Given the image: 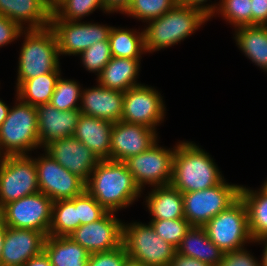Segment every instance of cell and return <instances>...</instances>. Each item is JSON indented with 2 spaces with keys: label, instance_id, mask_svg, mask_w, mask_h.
Here are the masks:
<instances>
[{
  "label": "cell",
  "instance_id": "cell-1",
  "mask_svg": "<svg viewBox=\"0 0 267 266\" xmlns=\"http://www.w3.org/2000/svg\"><path fill=\"white\" fill-rule=\"evenodd\" d=\"M85 190L108 212L129 206L141 194L126 164L109 159L99 161Z\"/></svg>",
  "mask_w": 267,
  "mask_h": 266
},
{
  "label": "cell",
  "instance_id": "cell-2",
  "mask_svg": "<svg viewBox=\"0 0 267 266\" xmlns=\"http://www.w3.org/2000/svg\"><path fill=\"white\" fill-rule=\"evenodd\" d=\"M210 155L192 142H179L173 159L171 185L182 193L208 189L222 177Z\"/></svg>",
  "mask_w": 267,
  "mask_h": 266
},
{
  "label": "cell",
  "instance_id": "cell-3",
  "mask_svg": "<svg viewBox=\"0 0 267 266\" xmlns=\"http://www.w3.org/2000/svg\"><path fill=\"white\" fill-rule=\"evenodd\" d=\"M209 17L202 11L176 4L161 17L149 21L144 31L145 52L157 51L177 44L190 36Z\"/></svg>",
  "mask_w": 267,
  "mask_h": 266
},
{
  "label": "cell",
  "instance_id": "cell-4",
  "mask_svg": "<svg viewBox=\"0 0 267 266\" xmlns=\"http://www.w3.org/2000/svg\"><path fill=\"white\" fill-rule=\"evenodd\" d=\"M27 31V32H25ZM23 42L18 63L16 87L23 81L59 69V53L56 35L48 26L40 29L24 30Z\"/></svg>",
  "mask_w": 267,
  "mask_h": 266
},
{
  "label": "cell",
  "instance_id": "cell-5",
  "mask_svg": "<svg viewBox=\"0 0 267 266\" xmlns=\"http://www.w3.org/2000/svg\"><path fill=\"white\" fill-rule=\"evenodd\" d=\"M17 100L0 125L1 157L27 155V151L40 147L36 107Z\"/></svg>",
  "mask_w": 267,
  "mask_h": 266
},
{
  "label": "cell",
  "instance_id": "cell-6",
  "mask_svg": "<svg viewBox=\"0 0 267 266\" xmlns=\"http://www.w3.org/2000/svg\"><path fill=\"white\" fill-rule=\"evenodd\" d=\"M203 227L209 239L224 253L242 249L248 241L254 242L249 231L247 208L240 197Z\"/></svg>",
  "mask_w": 267,
  "mask_h": 266
},
{
  "label": "cell",
  "instance_id": "cell-7",
  "mask_svg": "<svg viewBox=\"0 0 267 266\" xmlns=\"http://www.w3.org/2000/svg\"><path fill=\"white\" fill-rule=\"evenodd\" d=\"M122 244L127 255L146 266H169L176 248L160 238L150 223L123 224Z\"/></svg>",
  "mask_w": 267,
  "mask_h": 266
},
{
  "label": "cell",
  "instance_id": "cell-8",
  "mask_svg": "<svg viewBox=\"0 0 267 266\" xmlns=\"http://www.w3.org/2000/svg\"><path fill=\"white\" fill-rule=\"evenodd\" d=\"M240 187L223 180L208 189L182 193L184 218L191 226L203 227L239 198Z\"/></svg>",
  "mask_w": 267,
  "mask_h": 266
},
{
  "label": "cell",
  "instance_id": "cell-9",
  "mask_svg": "<svg viewBox=\"0 0 267 266\" xmlns=\"http://www.w3.org/2000/svg\"><path fill=\"white\" fill-rule=\"evenodd\" d=\"M39 192L37 169L28 155L0 159V209L6 204Z\"/></svg>",
  "mask_w": 267,
  "mask_h": 266
},
{
  "label": "cell",
  "instance_id": "cell-10",
  "mask_svg": "<svg viewBox=\"0 0 267 266\" xmlns=\"http://www.w3.org/2000/svg\"><path fill=\"white\" fill-rule=\"evenodd\" d=\"M53 201L38 192L6 204L1 209V219L7 227L34 229L46 236L52 222Z\"/></svg>",
  "mask_w": 267,
  "mask_h": 266
},
{
  "label": "cell",
  "instance_id": "cell-11",
  "mask_svg": "<svg viewBox=\"0 0 267 266\" xmlns=\"http://www.w3.org/2000/svg\"><path fill=\"white\" fill-rule=\"evenodd\" d=\"M157 145L156 142L145 152L124 161L141 191L146 184L152 187L171 184L176 146L168 150Z\"/></svg>",
  "mask_w": 267,
  "mask_h": 266
},
{
  "label": "cell",
  "instance_id": "cell-12",
  "mask_svg": "<svg viewBox=\"0 0 267 266\" xmlns=\"http://www.w3.org/2000/svg\"><path fill=\"white\" fill-rule=\"evenodd\" d=\"M39 192L44 193L53 202L72 199L85 191V182L65 169L45 152V156L34 159Z\"/></svg>",
  "mask_w": 267,
  "mask_h": 266
},
{
  "label": "cell",
  "instance_id": "cell-13",
  "mask_svg": "<svg viewBox=\"0 0 267 266\" xmlns=\"http://www.w3.org/2000/svg\"><path fill=\"white\" fill-rule=\"evenodd\" d=\"M50 27L56 35L61 55H80L94 43L108 40L112 29L106 25L67 20H51Z\"/></svg>",
  "mask_w": 267,
  "mask_h": 266
},
{
  "label": "cell",
  "instance_id": "cell-14",
  "mask_svg": "<svg viewBox=\"0 0 267 266\" xmlns=\"http://www.w3.org/2000/svg\"><path fill=\"white\" fill-rule=\"evenodd\" d=\"M164 112L162 97L154 88L140 84L124 92L122 121L156 129Z\"/></svg>",
  "mask_w": 267,
  "mask_h": 266
},
{
  "label": "cell",
  "instance_id": "cell-15",
  "mask_svg": "<svg viewBox=\"0 0 267 266\" xmlns=\"http://www.w3.org/2000/svg\"><path fill=\"white\" fill-rule=\"evenodd\" d=\"M114 212H107L99 220L79 226L68 237L90 254L107 252L122 245L123 223Z\"/></svg>",
  "mask_w": 267,
  "mask_h": 266
},
{
  "label": "cell",
  "instance_id": "cell-16",
  "mask_svg": "<svg viewBox=\"0 0 267 266\" xmlns=\"http://www.w3.org/2000/svg\"><path fill=\"white\" fill-rule=\"evenodd\" d=\"M110 141V160L124 162L155 144L157 133L147 126L120 120L113 123Z\"/></svg>",
  "mask_w": 267,
  "mask_h": 266
},
{
  "label": "cell",
  "instance_id": "cell-17",
  "mask_svg": "<svg viewBox=\"0 0 267 266\" xmlns=\"http://www.w3.org/2000/svg\"><path fill=\"white\" fill-rule=\"evenodd\" d=\"M44 149L60 165L85 183L100 161L97 155L74 136L52 141Z\"/></svg>",
  "mask_w": 267,
  "mask_h": 266
},
{
  "label": "cell",
  "instance_id": "cell-18",
  "mask_svg": "<svg viewBox=\"0 0 267 266\" xmlns=\"http://www.w3.org/2000/svg\"><path fill=\"white\" fill-rule=\"evenodd\" d=\"M46 235L34 229L6 226L2 248V266H23L30 258L44 251Z\"/></svg>",
  "mask_w": 267,
  "mask_h": 266
},
{
  "label": "cell",
  "instance_id": "cell-19",
  "mask_svg": "<svg viewBox=\"0 0 267 266\" xmlns=\"http://www.w3.org/2000/svg\"><path fill=\"white\" fill-rule=\"evenodd\" d=\"M38 137L41 147L52 141L73 136L81 111H60L50 103L36 107Z\"/></svg>",
  "mask_w": 267,
  "mask_h": 266
},
{
  "label": "cell",
  "instance_id": "cell-20",
  "mask_svg": "<svg viewBox=\"0 0 267 266\" xmlns=\"http://www.w3.org/2000/svg\"><path fill=\"white\" fill-rule=\"evenodd\" d=\"M124 92L99 84L97 87L82 90L79 110L82 114L115 123L123 114Z\"/></svg>",
  "mask_w": 267,
  "mask_h": 266
},
{
  "label": "cell",
  "instance_id": "cell-21",
  "mask_svg": "<svg viewBox=\"0 0 267 266\" xmlns=\"http://www.w3.org/2000/svg\"><path fill=\"white\" fill-rule=\"evenodd\" d=\"M0 15L14 21L22 29H40L50 26L52 6L48 0H0ZM25 22V23H23Z\"/></svg>",
  "mask_w": 267,
  "mask_h": 266
},
{
  "label": "cell",
  "instance_id": "cell-22",
  "mask_svg": "<svg viewBox=\"0 0 267 266\" xmlns=\"http://www.w3.org/2000/svg\"><path fill=\"white\" fill-rule=\"evenodd\" d=\"M113 123L81 113L73 136L86 145L100 160H110Z\"/></svg>",
  "mask_w": 267,
  "mask_h": 266
},
{
  "label": "cell",
  "instance_id": "cell-23",
  "mask_svg": "<svg viewBox=\"0 0 267 266\" xmlns=\"http://www.w3.org/2000/svg\"><path fill=\"white\" fill-rule=\"evenodd\" d=\"M176 252L211 266H219L224 255V252L209 239L205 228L197 226H191Z\"/></svg>",
  "mask_w": 267,
  "mask_h": 266
},
{
  "label": "cell",
  "instance_id": "cell-24",
  "mask_svg": "<svg viewBox=\"0 0 267 266\" xmlns=\"http://www.w3.org/2000/svg\"><path fill=\"white\" fill-rule=\"evenodd\" d=\"M140 59L112 57L98 77V83L106 88L126 92L134 86L139 73Z\"/></svg>",
  "mask_w": 267,
  "mask_h": 266
},
{
  "label": "cell",
  "instance_id": "cell-25",
  "mask_svg": "<svg viewBox=\"0 0 267 266\" xmlns=\"http://www.w3.org/2000/svg\"><path fill=\"white\" fill-rule=\"evenodd\" d=\"M146 203L152 220L184 218L182 192L171 184L155 187Z\"/></svg>",
  "mask_w": 267,
  "mask_h": 266
},
{
  "label": "cell",
  "instance_id": "cell-26",
  "mask_svg": "<svg viewBox=\"0 0 267 266\" xmlns=\"http://www.w3.org/2000/svg\"><path fill=\"white\" fill-rule=\"evenodd\" d=\"M44 252L52 266H87L90 253L70 237L46 236Z\"/></svg>",
  "mask_w": 267,
  "mask_h": 266
},
{
  "label": "cell",
  "instance_id": "cell-27",
  "mask_svg": "<svg viewBox=\"0 0 267 266\" xmlns=\"http://www.w3.org/2000/svg\"><path fill=\"white\" fill-rule=\"evenodd\" d=\"M235 32L234 38L242 52L267 72V26H240Z\"/></svg>",
  "mask_w": 267,
  "mask_h": 266
},
{
  "label": "cell",
  "instance_id": "cell-28",
  "mask_svg": "<svg viewBox=\"0 0 267 266\" xmlns=\"http://www.w3.org/2000/svg\"><path fill=\"white\" fill-rule=\"evenodd\" d=\"M239 197L247 208L249 231L253 241L267 236V189L260 191L240 187Z\"/></svg>",
  "mask_w": 267,
  "mask_h": 266
},
{
  "label": "cell",
  "instance_id": "cell-29",
  "mask_svg": "<svg viewBox=\"0 0 267 266\" xmlns=\"http://www.w3.org/2000/svg\"><path fill=\"white\" fill-rule=\"evenodd\" d=\"M60 71H52L23 81L17 88V98L34 107L49 103Z\"/></svg>",
  "mask_w": 267,
  "mask_h": 266
},
{
  "label": "cell",
  "instance_id": "cell-30",
  "mask_svg": "<svg viewBox=\"0 0 267 266\" xmlns=\"http://www.w3.org/2000/svg\"><path fill=\"white\" fill-rule=\"evenodd\" d=\"M108 40L112 57L140 59L145 52L144 31L140 33L112 27Z\"/></svg>",
  "mask_w": 267,
  "mask_h": 266
},
{
  "label": "cell",
  "instance_id": "cell-31",
  "mask_svg": "<svg viewBox=\"0 0 267 266\" xmlns=\"http://www.w3.org/2000/svg\"><path fill=\"white\" fill-rule=\"evenodd\" d=\"M80 226L77 214V197L58 200L52 204V222L50 236L68 237Z\"/></svg>",
  "mask_w": 267,
  "mask_h": 266
},
{
  "label": "cell",
  "instance_id": "cell-32",
  "mask_svg": "<svg viewBox=\"0 0 267 266\" xmlns=\"http://www.w3.org/2000/svg\"><path fill=\"white\" fill-rule=\"evenodd\" d=\"M97 8L104 11L102 0H58L52 6L51 20L80 21Z\"/></svg>",
  "mask_w": 267,
  "mask_h": 266
},
{
  "label": "cell",
  "instance_id": "cell-33",
  "mask_svg": "<svg viewBox=\"0 0 267 266\" xmlns=\"http://www.w3.org/2000/svg\"><path fill=\"white\" fill-rule=\"evenodd\" d=\"M177 0H131L125 14L149 22L157 19L172 9Z\"/></svg>",
  "mask_w": 267,
  "mask_h": 266
},
{
  "label": "cell",
  "instance_id": "cell-34",
  "mask_svg": "<svg viewBox=\"0 0 267 266\" xmlns=\"http://www.w3.org/2000/svg\"><path fill=\"white\" fill-rule=\"evenodd\" d=\"M80 89L76 81L59 77L49 103L60 111L79 109L80 106H77L76 102L81 100L82 90Z\"/></svg>",
  "mask_w": 267,
  "mask_h": 266
},
{
  "label": "cell",
  "instance_id": "cell-35",
  "mask_svg": "<svg viewBox=\"0 0 267 266\" xmlns=\"http://www.w3.org/2000/svg\"><path fill=\"white\" fill-rule=\"evenodd\" d=\"M216 13H220L235 29L252 25L251 0H220Z\"/></svg>",
  "mask_w": 267,
  "mask_h": 266
},
{
  "label": "cell",
  "instance_id": "cell-36",
  "mask_svg": "<svg viewBox=\"0 0 267 266\" xmlns=\"http://www.w3.org/2000/svg\"><path fill=\"white\" fill-rule=\"evenodd\" d=\"M149 223L160 238L175 248L180 245L182 238L191 228L186 218L151 220Z\"/></svg>",
  "mask_w": 267,
  "mask_h": 266
},
{
  "label": "cell",
  "instance_id": "cell-37",
  "mask_svg": "<svg viewBox=\"0 0 267 266\" xmlns=\"http://www.w3.org/2000/svg\"><path fill=\"white\" fill-rule=\"evenodd\" d=\"M80 55L86 70L93 73L97 72L98 74L96 75H99L112 58L109 40L94 43Z\"/></svg>",
  "mask_w": 267,
  "mask_h": 266
},
{
  "label": "cell",
  "instance_id": "cell-38",
  "mask_svg": "<svg viewBox=\"0 0 267 266\" xmlns=\"http://www.w3.org/2000/svg\"><path fill=\"white\" fill-rule=\"evenodd\" d=\"M107 212L86 190L77 196V214L80 226L99 220Z\"/></svg>",
  "mask_w": 267,
  "mask_h": 266
},
{
  "label": "cell",
  "instance_id": "cell-39",
  "mask_svg": "<svg viewBox=\"0 0 267 266\" xmlns=\"http://www.w3.org/2000/svg\"><path fill=\"white\" fill-rule=\"evenodd\" d=\"M127 256L125 247L122 244L111 251L90 254L87 266H123Z\"/></svg>",
  "mask_w": 267,
  "mask_h": 266
},
{
  "label": "cell",
  "instance_id": "cell-40",
  "mask_svg": "<svg viewBox=\"0 0 267 266\" xmlns=\"http://www.w3.org/2000/svg\"><path fill=\"white\" fill-rule=\"evenodd\" d=\"M219 266H261L246 249L225 252Z\"/></svg>",
  "mask_w": 267,
  "mask_h": 266
},
{
  "label": "cell",
  "instance_id": "cell-41",
  "mask_svg": "<svg viewBox=\"0 0 267 266\" xmlns=\"http://www.w3.org/2000/svg\"><path fill=\"white\" fill-rule=\"evenodd\" d=\"M23 34V29L14 21L0 15V47L9 44Z\"/></svg>",
  "mask_w": 267,
  "mask_h": 266
},
{
  "label": "cell",
  "instance_id": "cell-42",
  "mask_svg": "<svg viewBox=\"0 0 267 266\" xmlns=\"http://www.w3.org/2000/svg\"><path fill=\"white\" fill-rule=\"evenodd\" d=\"M252 25L267 26V0H251Z\"/></svg>",
  "mask_w": 267,
  "mask_h": 266
},
{
  "label": "cell",
  "instance_id": "cell-43",
  "mask_svg": "<svg viewBox=\"0 0 267 266\" xmlns=\"http://www.w3.org/2000/svg\"><path fill=\"white\" fill-rule=\"evenodd\" d=\"M179 4L184 5L185 7L194 8L202 11L209 18L213 17L218 7L215 5H203L207 0H177ZM208 5V6H207Z\"/></svg>",
  "mask_w": 267,
  "mask_h": 266
},
{
  "label": "cell",
  "instance_id": "cell-44",
  "mask_svg": "<svg viewBox=\"0 0 267 266\" xmlns=\"http://www.w3.org/2000/svg\"><path fill=\"white\" fill-rule=\"evenodd\" d=\"M169 266H211L209 264L203 263L198 259L187 257L175 252V255L170 262Z\"/></svg>",
  "mask_w": 267,
  "mask_h": 266
},
{
  "label": "cell",
  "instance_id": "cell-45",
  "mask_svg": "<svg viewBox=\"0 0 267 266\" xmlns=\"http://www.w3.org/2000/svg\"><path fill=\"white\" fill-rule=\"evenodd\" d=\"M104 4V11L107 13L121 12L124 13L129 7L131 0H102Z\"/></svg>",
  "mask_w": 267,
  "mask_h": 266
},
{
  "label": "cell",
  "instance_id": "cell-46",
  "mask_svg": "<svg viewBox=\"0 0 267 266\" xmlns=\"http://www.w3.org/2000/svg\"><path fill=\"white\" fill-rule=\"evenodd\" d=\"M23 266H52L49 257L43 251L38 256L30 258Z\"/></svg>",
  "mask_w": 267,
  "mask_h": 266
},
{
  "label": "cell",
  "instance_id": "cell-47",
  "mask_svg": "<svg viewBox=\"0 0 267 266\" xmlns=\"http://www.w3.org/2000/svg\"><path fill=\"white\" fill-rule=\"evenodd\" d=\"M6 234V225L4 224L3 220L0 218V266H2V248L5 240Z\"/></svg>",
  "mask_w": 267,
  "mask_h": 266
},
{
  "label": "cell",
  "instance_id": "cell-48",
  "mask_svg": "<svg viewBox=\"0 0 267 266\" xmlns=\"http://www.w3.org/2000/svg\"><path fill=\"white\" fill-rule=\"evenodd\" d=\"M263 242V244L265 243V247H264V250H263V256H262V259L260 261V265L261 266H267V236L263 237V238H260L254 242H259L260 243Z\"/></svg>",
  "mask_w": 267,
  "mask_h": 266
},
{
  "label": "cell",
  "instance_id": "cell-49",
  "mask_svg": "<svg viewBox=\"0 0 267 266\" xmlns=\"http://www.w3.org/2000/svg\"><path fill=\"white\" fill-rule=\"evenodd\" d=\"M9 107L2 100H0V125L7 118Z\"/></svg>",
  "mask_w": 267,
  "mask_h": 266
},
{
  "label": "cell",
  "instance_id": "cell-50",
  "mask_svg": "<svg viewBox=\"0 0 267 266\" xmlns=\"http://www.w3.org/2000/svg\"><path fill=\"white\" fill-rule=\"evenodd\" d=\"M123 266H146V265H144L142 262H139L136 259H133V258L127 256L125 258Z\"/></svg>",
  "mask_w": 267,
  "mask_h": 266
},
{
  "label": "cell",
  "instance_id": "cell-51",
  "mask_svg": "<svg viewBox=\"0 0 267 266\" xmlns=\"http://www.w3.org/2000/svg\"><path fill=\"white\" fill-rule=\"evenodd\" d=\"M58 0H48L49 4L53 6Z\"/></svg>",
  "mask_w": 267,
  "mask_h": 266
},
{
  "label": "cell",
  "instance_id": "cell-52",
  "mask_svg": "<svg viewBox=\"0 0 267 266\" xmlns=\"http://www.w3.org/2000/svg\"><path fill=\"white\" fill-rule=\"evenodd\" d=\"M263 187L267 189V181L264 182Z\"/></svg>",
  "mask_w": 267,
  "mask_h": 266
}]
</instances>
